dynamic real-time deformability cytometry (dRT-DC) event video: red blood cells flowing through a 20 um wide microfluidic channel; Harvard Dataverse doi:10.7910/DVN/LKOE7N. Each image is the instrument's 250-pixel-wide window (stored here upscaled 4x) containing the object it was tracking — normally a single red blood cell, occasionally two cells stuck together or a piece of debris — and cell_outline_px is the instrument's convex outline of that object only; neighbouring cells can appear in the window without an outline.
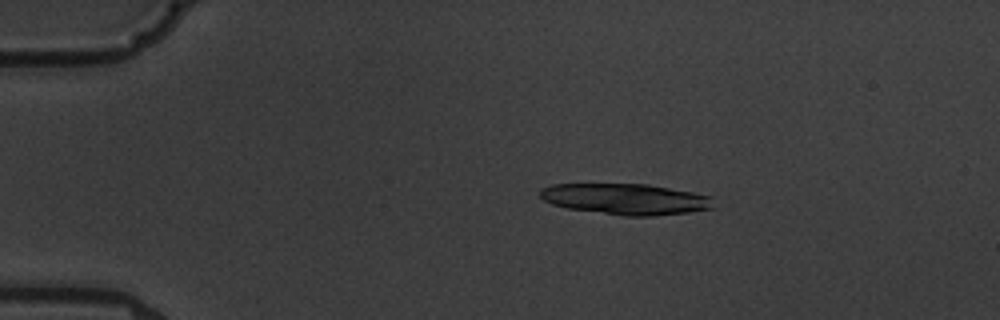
{"species": "common noctule bat (a hibernating species)", "species_latin": "Nyctalus noctula", "temperature_condition": "warm", "stored_images_in_passage": 6, "camera_frame_rate_fps": 3000, "um_per_image_px": 0.085, "animal": {"sex": "male", "body_mass_g": 19.5, "forearm_length_mm": 54.6}, "frame": {"image": 1, "passage_image": 4, "time_ms": 3.333, "image_size_px": [1000, 320], "cell_outline_px": [[716, 208], [688, 212], [652, 216], [624, 216], [568, 208], [552, 204], [544, 200], [540, 196], [540, 188], [552, 184], [648, 184], [692, 192], [712, 196]], "centroid_in_image_um": [53.21, 16.92], "position_along_channel_um": 31.8, "area_um2": 31.44}}